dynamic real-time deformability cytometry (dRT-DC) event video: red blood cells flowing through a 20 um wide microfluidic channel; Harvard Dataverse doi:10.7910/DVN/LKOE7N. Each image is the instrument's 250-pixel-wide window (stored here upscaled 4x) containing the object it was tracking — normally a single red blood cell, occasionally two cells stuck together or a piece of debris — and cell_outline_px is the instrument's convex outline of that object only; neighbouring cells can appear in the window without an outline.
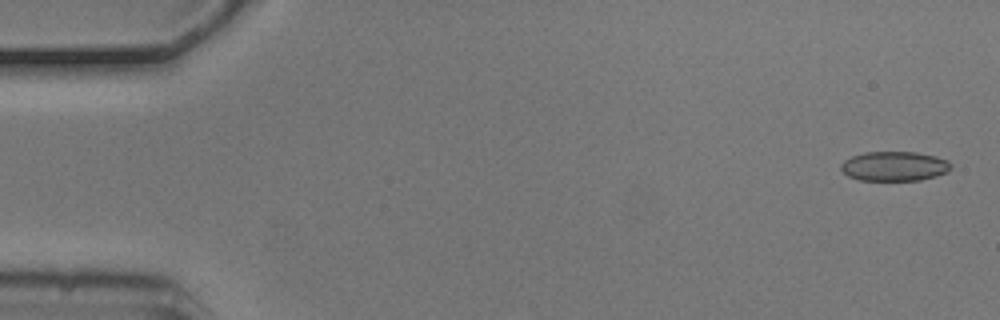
{"species": "common noctule bat (a hibernating species)", "species_latin": "Nyctalus noctula", "temperature_condition": "cold", "stored_images_in_passage": 5, "camera_frame_rate_fps": 3000, "um_per_image_px": 0.085, "animal": {"sex": "male", "body_mass_g": 20.5, "forearm_length_mm": 52.5}, "frame": {"image": 1, "passage_image": 1, "time_ms": 0.0, "image_size_px": [1000, 320], "cell_outline_px": [[952, 168], [948, 172], [936, 176], [920, 180], [860, 180], [848, 176], [840, 168], [840, 164], [844, 160], [852, 156], [864, 152], [916, 152], [936, 156], [948, 160], [952, 164]], "centroid_in_image_um": [76.04, 14.12], "position_along_channel_um": 9.0, "area_um2": 19.07}}